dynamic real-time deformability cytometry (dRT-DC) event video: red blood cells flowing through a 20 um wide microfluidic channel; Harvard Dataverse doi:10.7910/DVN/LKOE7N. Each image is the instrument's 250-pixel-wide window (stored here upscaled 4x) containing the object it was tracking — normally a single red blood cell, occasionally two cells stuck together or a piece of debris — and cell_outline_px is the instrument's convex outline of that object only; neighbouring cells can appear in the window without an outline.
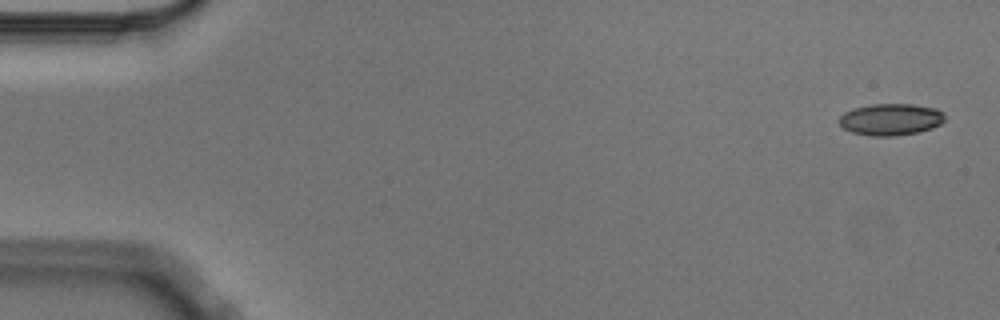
{"species": "Egyptian fruit bat (a non-hibernating species)", "species_latin": "Rousettus aegyptiacus", "temperature_condition": "cold", "stored_images_in_passage": 4, "camera_frame_rate_fps": 3000, "um_per_image_px": 0.085, "animal": {"sex": "male"}, "frame": {"image": 1, "passage_image": 1, "time_ms": 0.0, "image_size_px": [1000, 320], "cell_outline_px": [[944, 120], [940, 124], [932, 128], [916, 132], [896, 136], [872, 136], [852, 132], [844, 128], [840, 124], [840, 116], [844, 112], [852, 108], [872, 104], [912, 104], [936, 108], [944, 112]], "centroid_in_image_um": [75.72, 10.14], "position_along_channel_um": 9.3, "area_um2": 19.54}}